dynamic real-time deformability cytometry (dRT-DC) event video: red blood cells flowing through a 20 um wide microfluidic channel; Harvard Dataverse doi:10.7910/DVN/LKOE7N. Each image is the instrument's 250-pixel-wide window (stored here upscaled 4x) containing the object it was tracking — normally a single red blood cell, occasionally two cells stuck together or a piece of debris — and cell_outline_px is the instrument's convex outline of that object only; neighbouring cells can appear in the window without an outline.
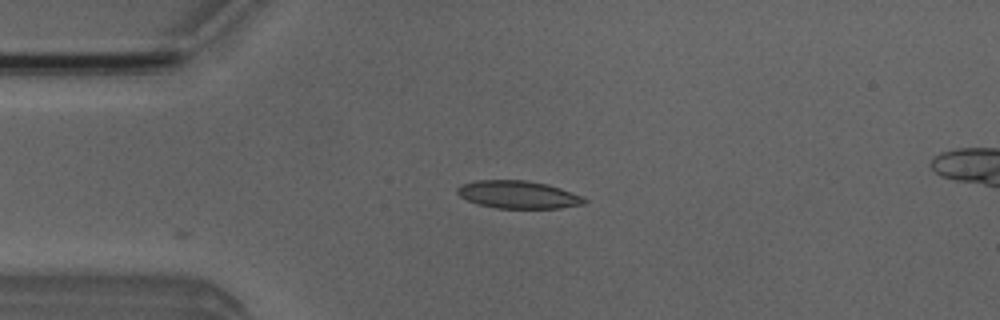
{"species": "Egyptian fruit bat (a non-hibernating species)", "species_latin": "Rousettus aegyptiacus", "temperature_condition": "room temperature", "stored_images_in_passage": 4, "camera_frame_rate_fps": 3000, "um_per_image_px": 0.085, "animal": {"sex": "male"}, "frame": {"image": 1, "passage_image": 4, "time_ms": 3.333, "image_size_px": [1000, 320], "cell_outline_px": [[588, 200], [584, 204], [560, 208], [496, 208], [476, 204], [460, 196], [456, 192], [456, 188], [460, 184], [476, 180], [528, 180], [548, 184], [584, 196]], "centroid_in_image_um": [44.04, 16.54], "position_along_channel_um": 41.0, "area_um2": 20.75}}